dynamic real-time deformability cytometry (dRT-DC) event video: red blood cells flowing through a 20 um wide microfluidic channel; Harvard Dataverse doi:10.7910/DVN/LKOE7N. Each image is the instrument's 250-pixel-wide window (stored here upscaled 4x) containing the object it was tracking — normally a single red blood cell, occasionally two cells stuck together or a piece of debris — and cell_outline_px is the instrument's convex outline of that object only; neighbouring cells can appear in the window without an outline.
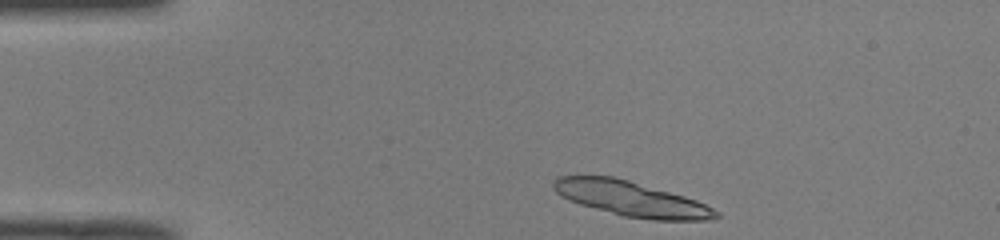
{"species": "common noctule bat (a hibernating species)", "species_latin": "Nyctalus noctula", "temperature_condition": "room temperature", "stored_images_in_passage": 44, "segment_of_instrument_passage": [1, 2], "camera_frame_rate_fps": 3000, "um_per_image_px": 0.085, "animal": {"sex": "male", "body_mass_g": 19.0, "forearm_length_mm": 50.8}, "frame": {"image": 1, "passage_image": 2, "time_ms": 0.333, "image_size_px": [1000, 240], "cell_outline_px": [[720, 216], [704, 220], [660, 220], [624, 216], [584, 204], [572, 200], [556, 192], [556, 180], [560, 176], [612, 176], [680, 196], [704, 204], [712, 208]], "centroid_in_image_um": [53.66, 16.9], "position_along_channel_um": 31.3, "area_um2": 31.21}}